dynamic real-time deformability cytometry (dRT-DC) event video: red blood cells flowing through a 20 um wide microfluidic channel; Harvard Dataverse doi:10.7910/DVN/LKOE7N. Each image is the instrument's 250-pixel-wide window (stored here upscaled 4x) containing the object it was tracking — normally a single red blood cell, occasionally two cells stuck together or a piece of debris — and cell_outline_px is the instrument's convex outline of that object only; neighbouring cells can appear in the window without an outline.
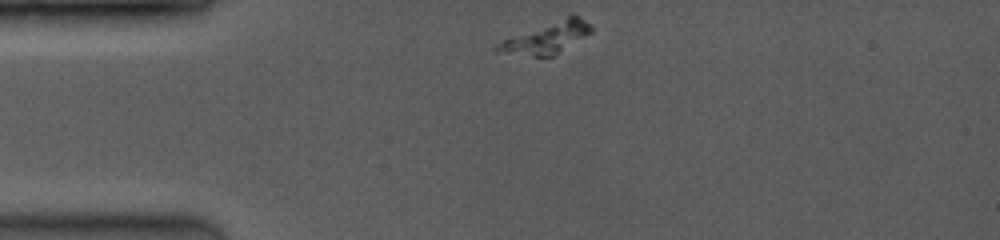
{"species": "common noctule bat (a hibernating species)", "species_latin": "Nyctalus noctula", "temperature_condition": "room temperature", "stored_images_in_passage": 28, "camera_frame_rate_fps": 3500, "um_per_image_px": 0.085, "animal": {"sex": "female", "body_mass_g": 19.0, "forearm_length_mm": 53.3}, "frame": {"image": 1, "passage_image": 1, "time_ms": 0.0, "image_size_px": [1000, 240], "cell_outline_px": [[592, 32], [552, 56], [532, 56], [496, 52], [492, 48], [496, 44], [504, 40], [568, 16], [580, 16], [592, 28]], "centroid_in_image_um": [46.45, 3.24], "position_along_channel_um": 38.6, "area_um2": 16.3}}
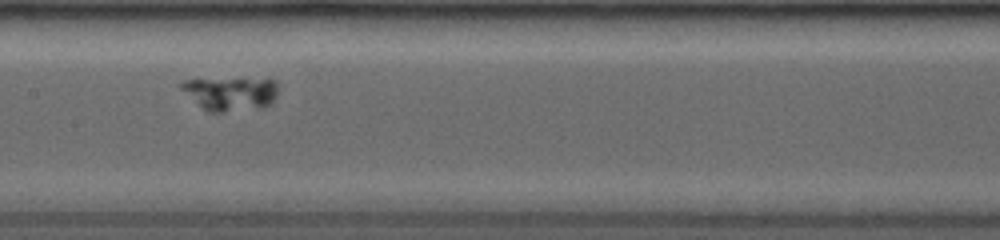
{"frame": {"image": 2, "passage_image": 16, "time_ms": 4.571, "image_size_px": [1000, 240], "cell_outline_px": [[276, 96], [272, 104], [260, 108], [224, 112], [208, 112], [180, 88], [180, 84], [184, 80], [276, 80]], "centroid_in_image_um": [19.61, 7.99], "position_along_channel_um": 187.8, "area_um2": 18.32}}
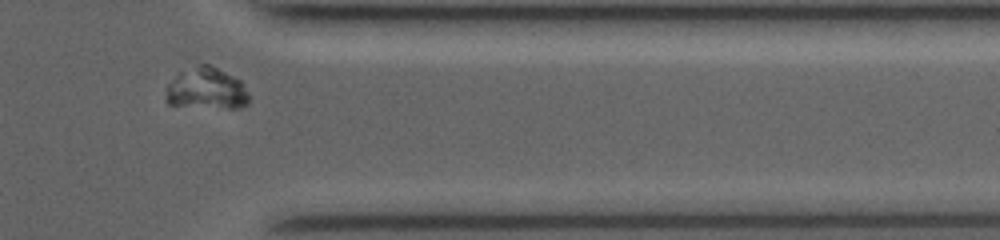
{"frame": {"image": 3, "passage_image": 27, "time_ms": 9.714, "image_size_px": [1000, 240], "cell_outline_px": [[248, 104], [240, 108], [228, 108], [168, 104], [168, 84], [180, 72], [200, 64], [208, 64], [240, 80], [248, 92]], "centroid_in_image_um": [17.6, 7.54], "position_along_channel_um": 393.8, "area_um2": 19.54}}